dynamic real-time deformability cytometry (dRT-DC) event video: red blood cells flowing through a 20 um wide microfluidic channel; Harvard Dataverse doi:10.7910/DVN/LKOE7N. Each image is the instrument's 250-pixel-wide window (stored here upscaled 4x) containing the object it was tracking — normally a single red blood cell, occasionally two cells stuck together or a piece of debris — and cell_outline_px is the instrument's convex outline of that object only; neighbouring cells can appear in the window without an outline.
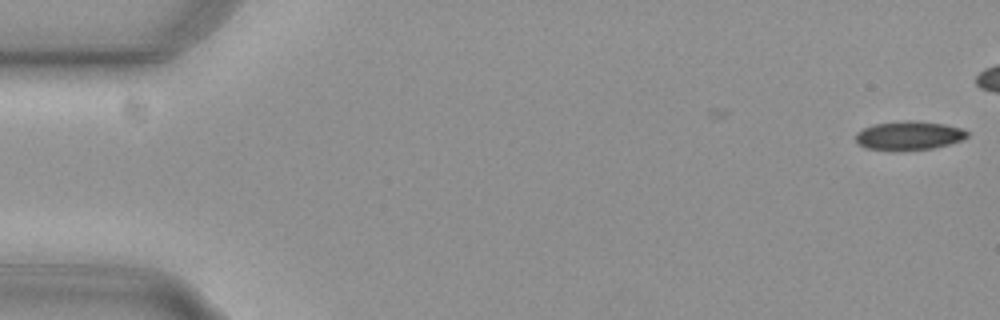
{"species": "common noctule bat (a hibernating species)", "species_latin": "Nyctalus noctula", "temperature_condition": "cold", "stored_images_in_passage": 10, "camera_frame_rate_fps": 3000, "um_per_image_px": 0.085, "animal": {"sex": "female", "body_mass_g": 29.2, "forearm_length_mm": 56.3}, "frame": {"image": 1, "passage_image": 1, "time_ms": 0.0, "image_size_px": [1000, 320], "cell_outline_px": [[968, 136], [960, 140], [948, 144], [932, 148], [896, 152], [864, 148], [856, 140], [856, 132], [872, 124], [904, 120], [916, 120], [944, 124], [960, 128], [968, 132]], "centroid_in_image_um": [77.21, 11.53], "position_along_channel_um": 7.8, "area_um2": 19.02}}